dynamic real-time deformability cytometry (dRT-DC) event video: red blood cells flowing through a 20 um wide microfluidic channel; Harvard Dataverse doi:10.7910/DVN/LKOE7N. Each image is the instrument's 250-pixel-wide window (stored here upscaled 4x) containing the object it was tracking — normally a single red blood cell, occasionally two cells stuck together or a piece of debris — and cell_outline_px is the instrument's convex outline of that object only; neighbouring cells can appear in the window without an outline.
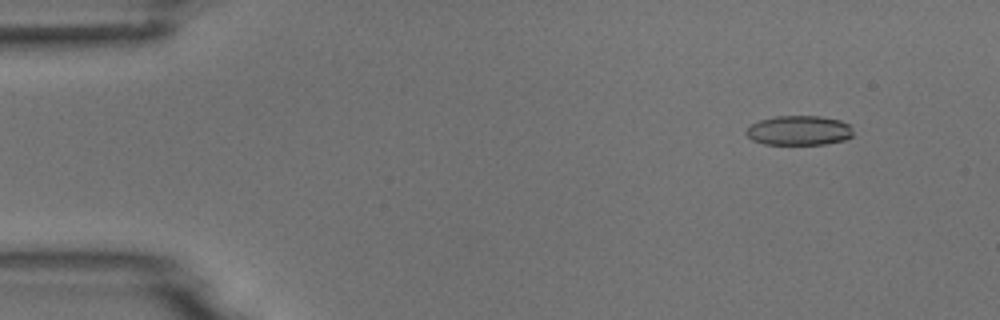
{"species": "common noctule bat (a hibernating species)", "species_latin": "Nyctalus noctula", "temperature_condition": "room temperature", "stored_images_in_passage": 5, "camera_frame_rate_fps": 3000, "um_per_image_px": 0.085, "animal": {"sex": "male", "body_mass_g": 18.8}, "frame": {"image": 1, "passage_image": 1, "time_ms": 0.0, "image_size_px": [1000, 320], "cell_outline_px": [[852, 136], [844, 140], [824, 144], [764, 144], [752, 140], [744, 132], [752, 124], [760, 120], [776, 116], [820, 116], [840, 120], [848, 124], [852, 132]], "centroid_in_image_um": [67.9, 11.09], "position_along_channel_um": 17.1, "area_um2": 18.32}}
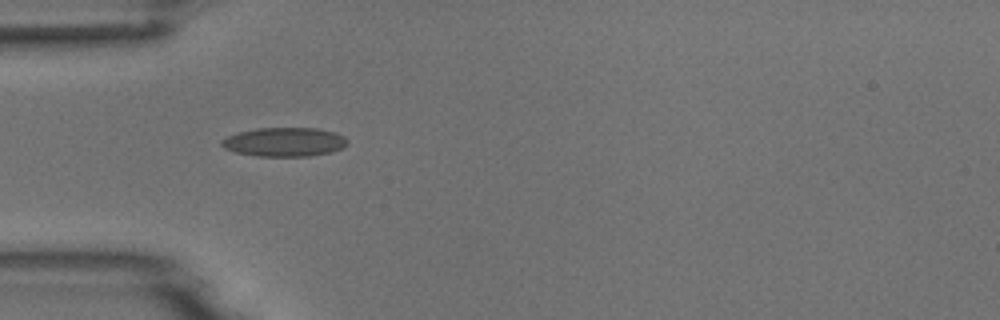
{"frame": {"image": 2, "passage_image": 4, "time_ms": 3.667, "image_size_px": [1000, 320], "cell_outline_px": [[348, 144], [332, 152], [308, 156], [256, 156], [236, 152], [224, 148], [220, 144], [220, 140], [228, 136], [240, 132], [256, 128], [316, 128], [336, 132], [344, 136], [348, 140]], "centroid_in_image_um": [24.18, 12.06], "position_along_channel_um": 60.8, "area_um2": 21.27}}